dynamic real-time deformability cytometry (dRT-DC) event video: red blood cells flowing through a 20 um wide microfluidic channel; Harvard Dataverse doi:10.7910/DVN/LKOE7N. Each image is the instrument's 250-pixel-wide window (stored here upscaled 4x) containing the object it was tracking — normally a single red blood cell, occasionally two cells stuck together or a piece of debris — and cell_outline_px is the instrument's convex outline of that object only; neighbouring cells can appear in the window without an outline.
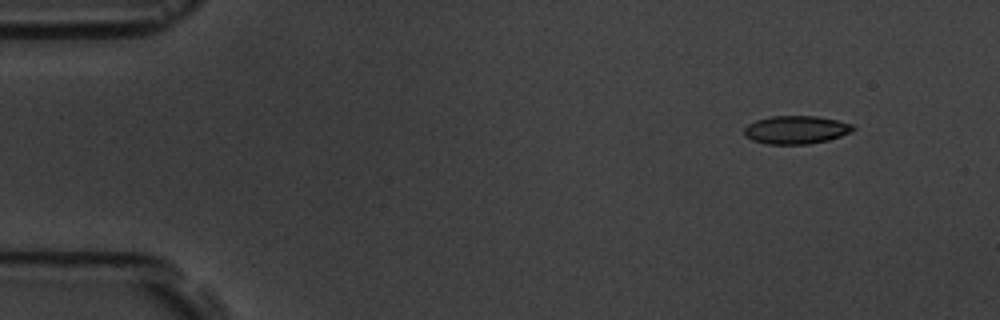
{"species": "common noctule bat (a hibernating species)", "species_latin": "Nyctalus noctula", "temperature_condition": "room temperature", "stored_images_in_passage": 4, "camera_frame_rate_fps": 3000, "um_per_image_px": 0.085, "animal": {"sex": "male", "body_mass_g": 19.5, "forearm_length_mm": 54.6}, "frame": {"image": 1, "passage_image": 1, "time_ms": 0.0, "image_size_px": [1000, 320], "cell_outline_px": [[856, 128], [852, 132], [828, 140], [808, 144], [768, 144], [752, 140], [744, 136], [744, 128], [748, 124], [756, 120], [772, 116], [816, 116], [836, 120], [852, 124]], "centroid_in_image_um": [67.66, 11.03], "position_along_channel_um": 17.3, "area_um2": 17.86}}
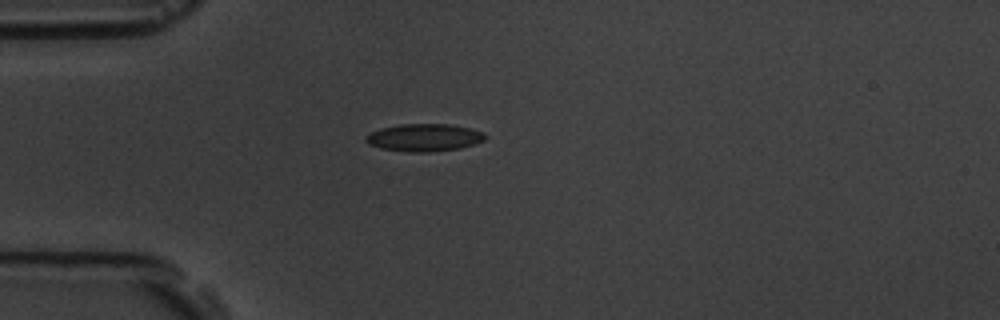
{"frame": {"image": 2, "passage_image": 4, "time_ms": 3.333, "image_size_px": [1000, 320], "cell_outline_px": [[488, 136], [484, 140], [460, 148], [428, 152], [408, 152], [380, 148], [368, 144], [364, 140], [364, 136], [380, 128], [400, 124], [448, 124], [468, 128], [484, 132]], "centroid_in_image_um": [36.02, 11.69], "position_along_channel_um": 49.0, "area_um2": 19.13}}